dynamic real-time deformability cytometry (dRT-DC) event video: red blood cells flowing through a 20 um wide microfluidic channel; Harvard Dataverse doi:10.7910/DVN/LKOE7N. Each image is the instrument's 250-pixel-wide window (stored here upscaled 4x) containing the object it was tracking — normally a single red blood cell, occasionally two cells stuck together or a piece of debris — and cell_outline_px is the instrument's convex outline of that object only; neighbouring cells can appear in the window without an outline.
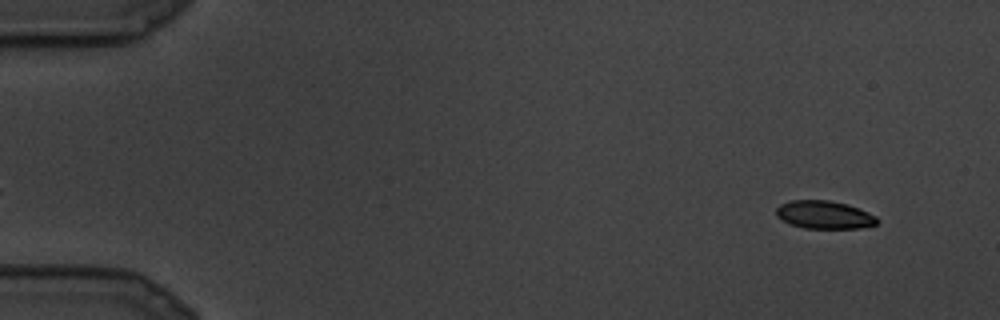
{"species": "common noctule bat (a hibernating species)", "species_latin": "Nyctalus noctula", "temperature_condition": "cold", "stored_images_in_passage": 26, "camera_frame_rate_fps": 3000, "um_per_image_px": 0.085, "animal": {"sex": "male", "body_mass_g": 19.5, "forearm_length_mm": 54.6}, "frame": {"image": 1, "passage_image": 1, "time_ms": 0.0, "image_size_px": [1000, 320], "cell_outline_px": [[880, 220], [876, 224], [860, 228], [804, 228], [788, 224], [776, 216], [776, 208], [780, 204], [792, 200], [828, 200], [848, 204], [868, 212], [876, 216]], "centroid_in_image_um": [70.05, 18.25], "position_along_channel_um": 14.9, "area_um2": 16.59}}
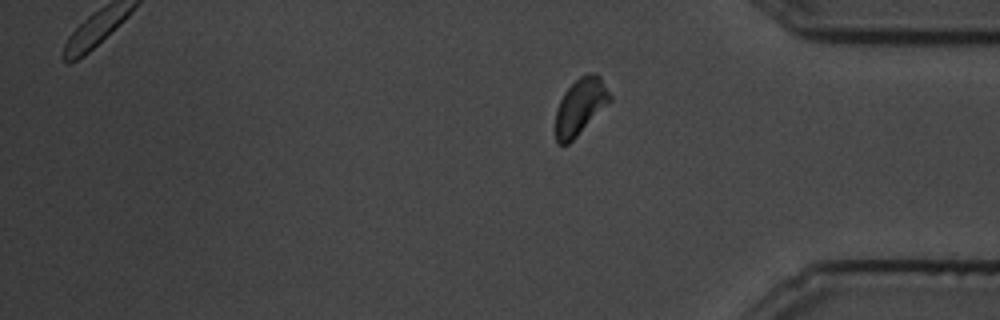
{"frame": {"image": 2, "passage_image": 26, "time_ms": 8.333, "image_size_px": [1000, 320], "cell_outline_px": [[612, 100], [568, 144], [556, 144], [556, 108], [564, 92], [580, 76], [592, 72], [600, 76], [612, 96]], "centroid_in_image_um": [49.33, 9.04], "position_along_channel_um": 385.9, "area_um2": 17.63}}